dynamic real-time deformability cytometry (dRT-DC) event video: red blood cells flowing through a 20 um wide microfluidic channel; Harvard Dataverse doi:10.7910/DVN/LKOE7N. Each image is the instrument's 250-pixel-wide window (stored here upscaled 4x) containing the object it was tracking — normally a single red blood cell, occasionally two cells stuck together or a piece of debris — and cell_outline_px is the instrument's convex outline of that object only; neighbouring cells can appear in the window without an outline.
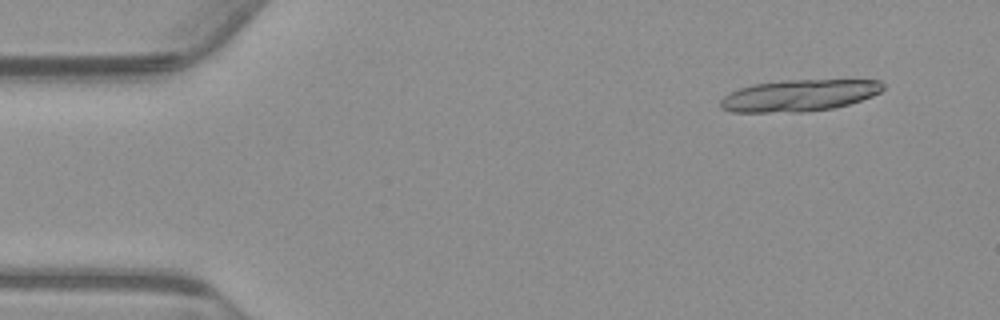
{"species": "common noctule bat (a hibernating species)", "species_latin": "Nyctalus noctula", "temperature_condition": "warm", "stored_images_in_passage": 19, "camera_frame_rate_fps": 3000, "um_per_image_px": 0.085, "animal": {"sex": "male", "body_mass_g": 23.1, "forearm_length_mm": 52.7}, "frame": {"image": 1, "passage_image": 5, "time_ms": 1.333, "image_size_px": [1000, 320], "cell_outline_px": [[884, 88], [880, 92], [872, 96], [848, 104], [832, 108], [804, 112], [732, 112], [720, 108], [720, 100], [728, 92], [752, 84], [784, 80], [880, 80], [884, 84]], "centroid_in_image_um": [67.89, 8.11], "position_along_channel_um": 17.1, "area_um2": 30.06}}